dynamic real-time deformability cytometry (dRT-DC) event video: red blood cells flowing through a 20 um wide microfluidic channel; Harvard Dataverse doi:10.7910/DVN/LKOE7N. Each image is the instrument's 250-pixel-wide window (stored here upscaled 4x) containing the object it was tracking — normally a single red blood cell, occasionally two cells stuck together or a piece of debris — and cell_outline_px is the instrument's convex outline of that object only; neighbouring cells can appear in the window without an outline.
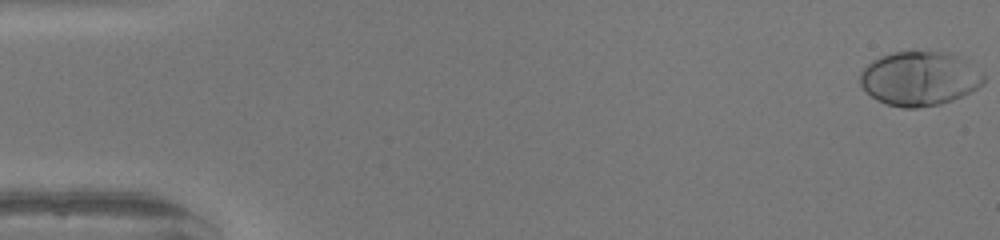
{"species": "human", "species_latin": "Homo sapiens", "temperature_condition": "warm", "stored_images_in_passage": 53, "camera_frame_rate_fps": 3000, "um_per_image_px": 0.085, "donor": {"sex": "female"}, "frame": {"image": 1, "passage_image": 1, "time_ms": 0.0, "image_size_px": [1000, 240], "cell_outline_px": [[984, 84], [952, 100], [940, 104], [916, 108], [904, 108], [888, 104], [876, 100], [860, 84], [860, 72], [872, 60], [880, 56], [892, 52], [952, 52], [984, 76]], "centroid_in_image_um": [78.11, 6.68], "position_along_channel_um": 6.9, "area_um2": 38.49}}
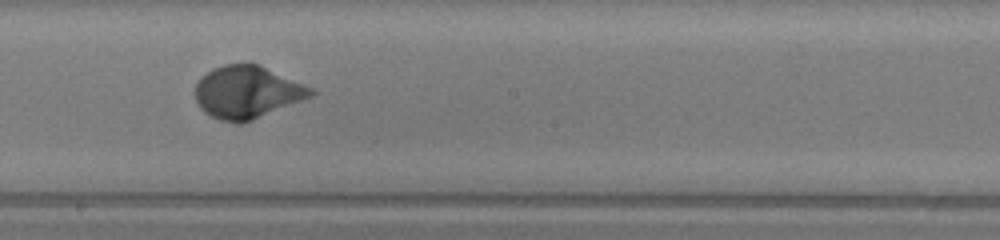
{"frame": {"image": 2, "passage_image": 30, "time_ms": 9.667, "image_size_px": [1000, 240], "cell_outline_px": [[316, 92], [312, 96], [252, 120], [240, 124], [236, 124], [220, 120], [204, 112], [200, 108], [196, 100], [196, 84], [200, 76], [212, 68], [224, 64], [260, 64], [304, 84], [312, 88]], "centroid_in_image_um": [20.98, 7.83], "position_along_channel_um": 227.2, "area_um2": 35.37}}
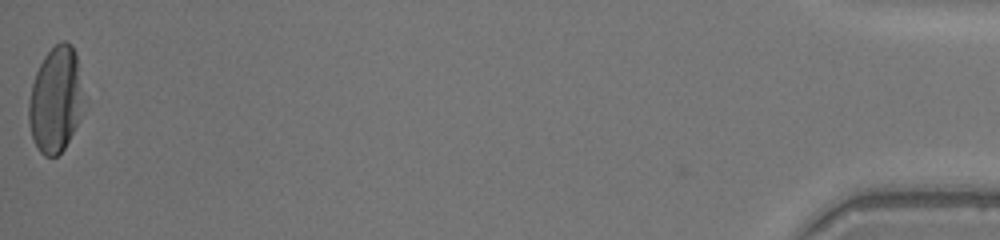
{"frame": {"image": 3, "passage_image": 53, "time_ms": 17.333, "image_size_px": [1000, 240], "cell_outline_px": [[80, 116], [64, 148], [56, 156], [44, 156], [40, 152], [32, 136], [28, 120], [28, 100], [32, 84], [36, 72], [44, 56], [60, 40], [64, 40], [72, 44], [76, 52]], "centroid_in_image_um": [4.65, 8.47], "position_along_channel_um": 430.6, "area_um2": 32.48}, "authors_computed_cell_mechanics": {"area_um2": 35.0846, "velocity_mm_per_s": 3.9591, "shape_relaxation_time_tau1_ms": 2.6892, "shape_relaxation_time_tau2_ms": null, "deformation_change_tau1": 0.1885, "deformation_change_tau2": null}}